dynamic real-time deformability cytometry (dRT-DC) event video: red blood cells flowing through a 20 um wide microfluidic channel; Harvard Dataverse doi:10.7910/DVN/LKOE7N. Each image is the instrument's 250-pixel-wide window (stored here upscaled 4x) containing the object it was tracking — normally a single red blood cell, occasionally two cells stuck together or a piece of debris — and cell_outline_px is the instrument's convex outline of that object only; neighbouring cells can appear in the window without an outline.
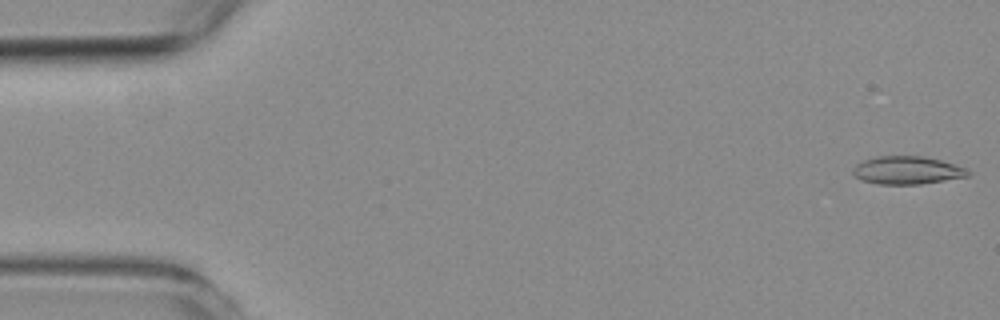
{"species": "common noctule bat (a hibernating species)", "species_latin": "Nyctalus noctula", "temperature_condition": "room temperature", "stored_images_in_passage": 43, "camera_frame_rate_fps": 3000, "um_per_image_px": 0.085, "animal": {"sex": "female", "body_mass_g": 19.3, "forearm_length_mm": 54.1}, "frame": {"image": 1, "passage_image": 1, "time_ms": 0.0, "image_size_px": [1000, 320], "cell_outline_px": [[972, 172], [968, 176], [920, 184], [876, 184], [860, 180], [852, 172], [856, 164], [864, 160], [876, 156], [920, 156], [940, 160], [964, 168]], "centroid_in_image_um": [77.07, 14.48], "position_along_channel_um": 7.9, "area_um2": 18.55}}
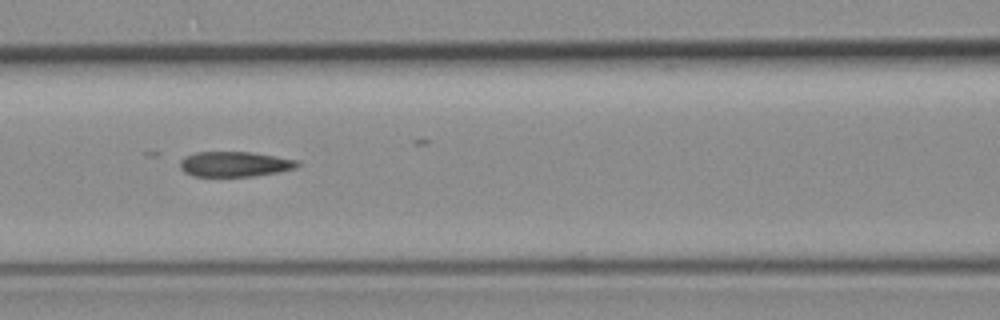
{"frame": {"image": 2, "passage_image": 24, "time_ms": 7.667, "image_size_px": [1000, 320], "cell_outline_px": [[300, 164], [296, 168], [280, 172], [256, 176], [192, 176], [184, 172], [180, 168], [180, 160], [184, 156], [196, 152], [252, 152], [300, 160]], "centroid_in_image_um": [19.97, 13.95], "position_along_channel_um": 146.6, "area_um2": 17.46}}
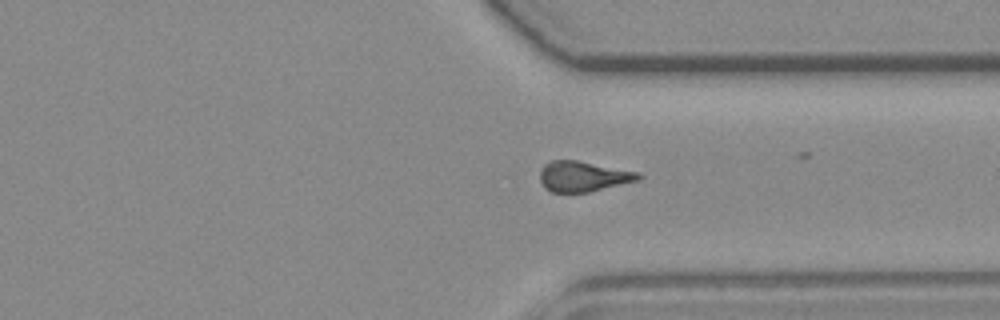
{"frame": {"image": 3, "passage_image": 42, "time_ms": 13.667, "image_size_px": [1000, 320], "cell_outline_px": [[644, 176], [640, 180], [588, 192], [552, 192], [544, 188], [540, 180], [540, 168], [548, 160], [576, 160], [640, 172]], "centroid_in_image_um": [49.57, 14.98], "position_along_channel_um": 361.8, "area_um2": 17.63}}